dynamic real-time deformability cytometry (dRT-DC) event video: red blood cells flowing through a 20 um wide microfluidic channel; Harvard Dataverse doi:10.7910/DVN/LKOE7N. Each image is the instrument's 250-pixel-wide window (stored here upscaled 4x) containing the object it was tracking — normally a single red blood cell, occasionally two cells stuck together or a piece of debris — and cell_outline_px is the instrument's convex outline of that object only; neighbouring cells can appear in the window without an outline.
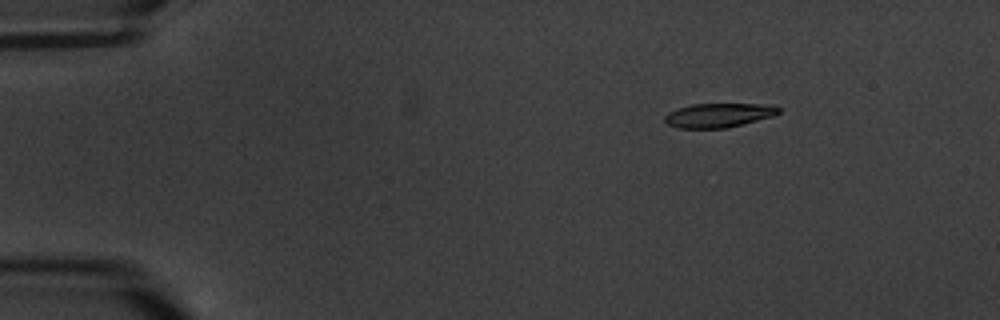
{"species": "common noctule bat (a hibernating species)", "species_latin": "Nyctalus noctula", "temperature_condition": "warm", "stored_images_in_passage": 5, "camera_frame_rate_fps": 3000, "um_per_image_px": 0.085, "animal": {"sex": "male", "body_mass_g": 20.1, "forearm_length_mm": 53.5}, "frame": {"image": 1, "passage_image": 3, "time_ms": 2.333, "image_size_px": [1000, 320], "cell_outline_px": [[780, 112], [772, 116], [744, 124], [728, 128], [676, 128], [668, 124], [664, 120], [664, 116], [668, 112], [676, 108], [692, 104], [772, 104], [780, 108]], "centroid_in_image_um": [61.07, 9.79], "position_along_channel_um": 23.9, "area_um2": 16.18}}